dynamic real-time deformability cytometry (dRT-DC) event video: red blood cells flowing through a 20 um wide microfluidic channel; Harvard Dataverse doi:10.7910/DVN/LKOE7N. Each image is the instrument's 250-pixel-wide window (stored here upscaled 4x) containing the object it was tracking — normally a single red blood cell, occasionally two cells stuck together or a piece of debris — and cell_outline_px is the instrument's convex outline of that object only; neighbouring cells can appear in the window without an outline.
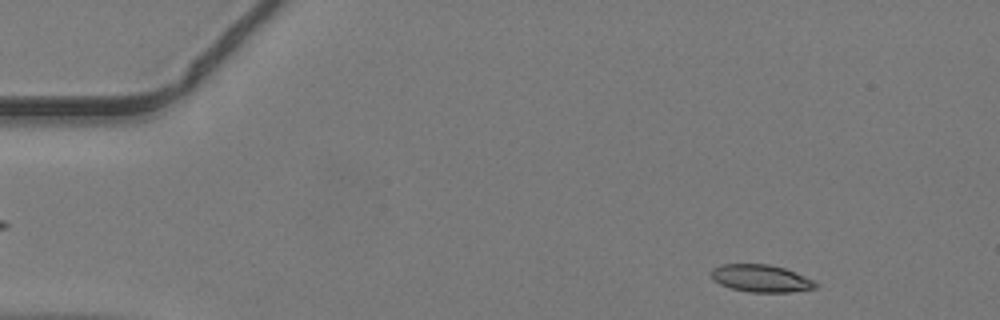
{"species": "common noctule bat (a hibernating species)", "species_latin": "Nyctalus noctula", "temperature_condition": "warm", "stored_images_in_passage": 48, "camera_frame_rate_fps": 3000, "um_per_image_px": 0.085, "animal": {"sex": "male", "body_mass_g": 19.2, "forearm_length_mm": 51.8}, "frame": {"image": 1, "passage_image": 6, "time_ms": 1.667, "image_size_px": [1000, 320], "cell_outline_px": [[820, 284], [816, 288], [792, 292], [748, 292], [732, 288], [720, 284], [712, 280], [712, 268], [720, 264], [768, 264], [784, 268], [796, 272]], "centroid_in_image_um": [64.69, 23.66], "position_along_channel_um": 20.3, "area_um2": 16.7}}
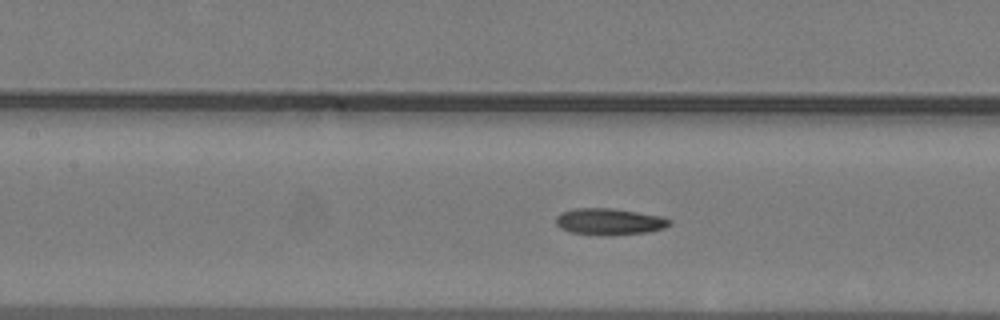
{"frame": {"image": 2, "passage_image": 22, "time_ms": 7.0, "image_size_px": [1000, 320], "cell_outline_px": [[672, 220], [664, 228], [648, 232], [608, 236], [596, 236], [572, 232], [560, 228], [556, 224], [556, 216], [560, 212], [572, 208], [612, 208], [660, 216]], "centroid_in_image_um": [51.74, 18.84], "position_along_channel_um": 155.7, "area_um2": 17.74}}
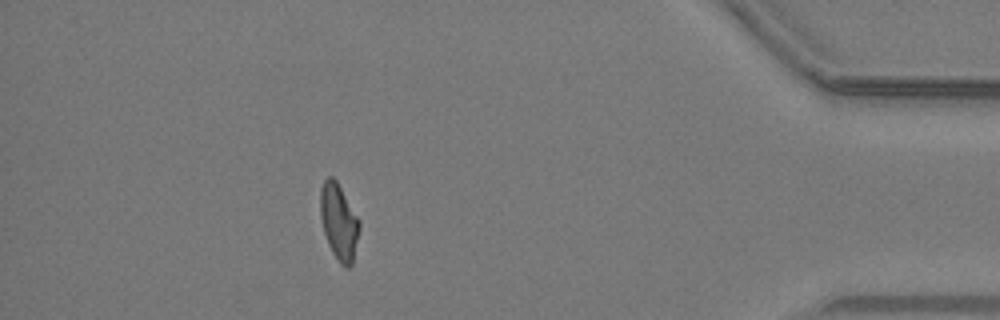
{"frame": {"image": 3, "passage_image": 43, "time_ms": 14.0, "image_size_px": [1000, 320], "cell_outline_px": [[360, 228], [352, 264], [348, 268], [344, 268], [340, 264], [332, 252], [328, 244], [324, 232], [320, 216], [320, 188], [324, 180], [328, 176], [332, 176], [336, 180], [360, 220]], "centroid_in_image_um": [28.8, 18.86], "position_along_channel_um": 406.4, "area_um2": 17.4}}